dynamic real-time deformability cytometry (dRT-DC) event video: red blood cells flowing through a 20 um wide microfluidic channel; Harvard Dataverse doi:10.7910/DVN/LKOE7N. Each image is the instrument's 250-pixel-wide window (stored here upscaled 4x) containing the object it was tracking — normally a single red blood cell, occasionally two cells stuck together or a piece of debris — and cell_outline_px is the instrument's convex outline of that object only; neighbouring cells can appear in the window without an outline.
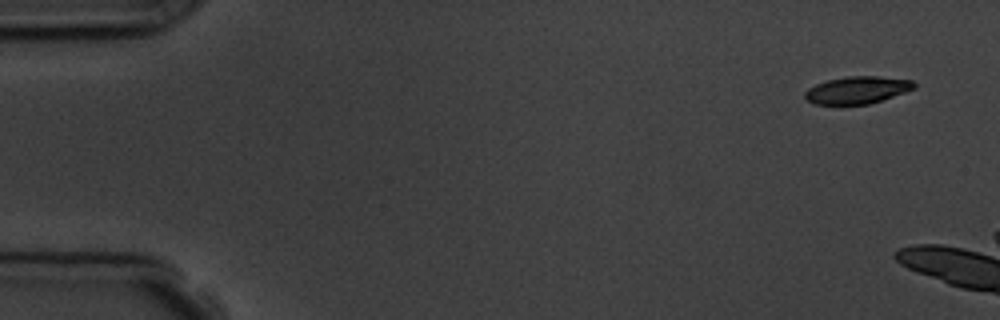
{"species": "common noctule bat (a hibernating species)", "species_latin": "Nyctalus noctula", "temperature_condition": "room temperature", "stored_images_in_passage": 3, "camera_frame_rate_fps": 3000, "um_per_image_px": 0.085, "animal": {"sex": "male", "body_mass_g": 19.5, "forearm_length_mm": 54.6}, "frame": {"image": 1, "passage_image": 1, "time_ms": 0.0, "image_size_px": [1000, 320], "cell_outline_px": [[916, 88], [868, 104], [812, 104], [804, 96], [804, 92], [808, 88], [816, 84], [828, 80], [844, 76], [876, 76], [912, 80], [916, 84]], "centroid_in_image_um": [72.84, 7.64], "position_along_channel_um": 12.2, "area_um2": 17.22}}